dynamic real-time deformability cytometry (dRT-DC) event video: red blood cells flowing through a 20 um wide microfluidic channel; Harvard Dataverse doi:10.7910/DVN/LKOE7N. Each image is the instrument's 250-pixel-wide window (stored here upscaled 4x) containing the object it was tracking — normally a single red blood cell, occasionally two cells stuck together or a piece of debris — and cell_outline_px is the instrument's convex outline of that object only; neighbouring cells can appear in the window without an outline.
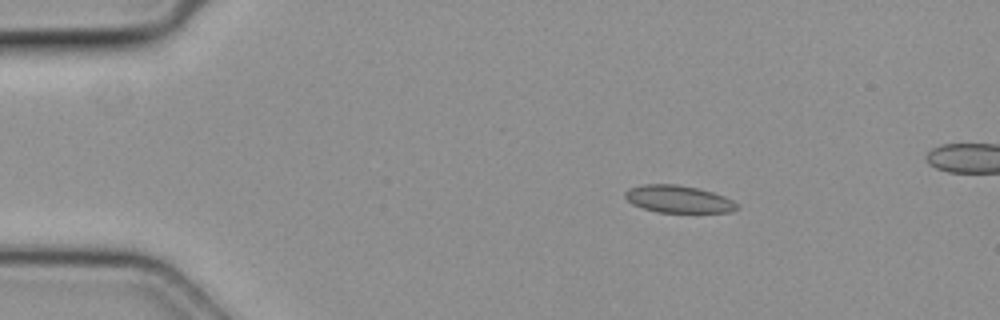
{"species": "common noctule bat (a hibernating species)", "species_latin": "Nyctalus noctula", "temperature_condition": "cold", "stored_images_in_passage": 18, "camera_frame_rate_fps": 3000, "um_per_image_px": 0.085, "animal": {"sex": "female", "body_mass_g": 19.3, "forearm_length_mm": 54.1}, "frame": {"image": 1, "passage_image": 8, "time_ms": 2.333, "image_size_px": [1000, 320], "cell_outline_px": [[740, 208], [732, 212], [656, 212], [632, 204], [624, 196], [624, 192], [628, 188], [644, 184], [676, 184], [696, 188], [712, 192], [724, 196], [740, 204]], "centroid_in_image_um": [57.68, 16.92], "position_along_channel_um": 27.3, "area_um2": 17.86}}
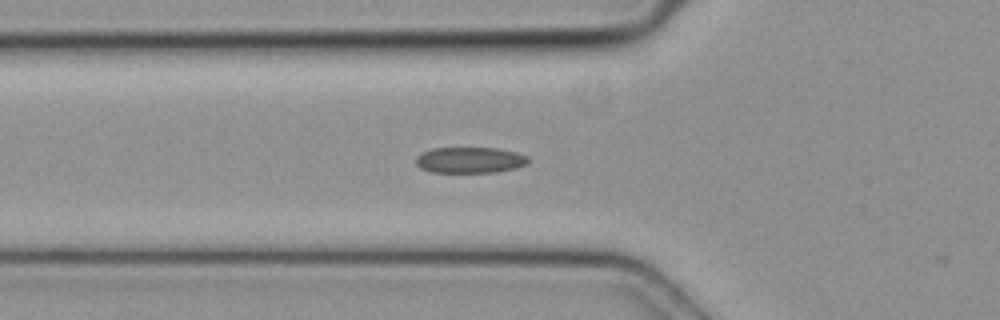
{"frame": {"image": 2, "passage_image": 17, "time_ms": 5.333, "image_size_px": [1000, 320], "cell_outline_px": [[528, 164], [516, 168], [496, 172], [432, 172], [420, 168], [416, 164], [416, 156], [432, 148], [496, 148], [516, 152], [528, 156]], "centroid_in_image_um": [39.95, 13.6], "position_along_channel_um": 85.8, "area_um2": 16.99}}